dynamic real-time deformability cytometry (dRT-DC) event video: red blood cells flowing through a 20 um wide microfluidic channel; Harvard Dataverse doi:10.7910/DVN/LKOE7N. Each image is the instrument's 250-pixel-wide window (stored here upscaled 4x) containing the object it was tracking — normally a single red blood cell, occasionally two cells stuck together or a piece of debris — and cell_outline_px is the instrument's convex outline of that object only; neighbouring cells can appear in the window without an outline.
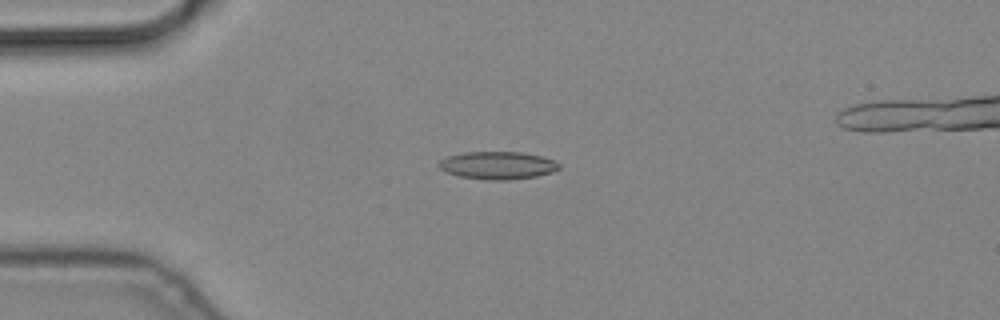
{"species": "common noctule bat (a hibernating species)", "species_latin": "Nyctalus noctula", "temperature_condition": "cold", "stored_images_in_passage": 7, "camera_frame_rate_fps": 3000, "um_per_image_px": 0.085, "animal": {"sex": "male", "body_mass_g": 19.2, "forearm_length_mm": 51.8}, "frame": {"image": 1, "passage_image": 5, "time_ms": 1.333, "image_size_px": [1000, 320], "cell_outline_px": [[560, 168], [552, 172], [536, 176], [508, 180], [484, 180], [460, 176], [444, 172], [440, 168], [440, 160], [448, 156], [464, 152], [520, 152], [540, 156], [552, 160], [560, 164]], "centroid_in_image_um": [42.29, 14.06], "position_along_channel_um": 42.7, "area_um2": 19.31}}
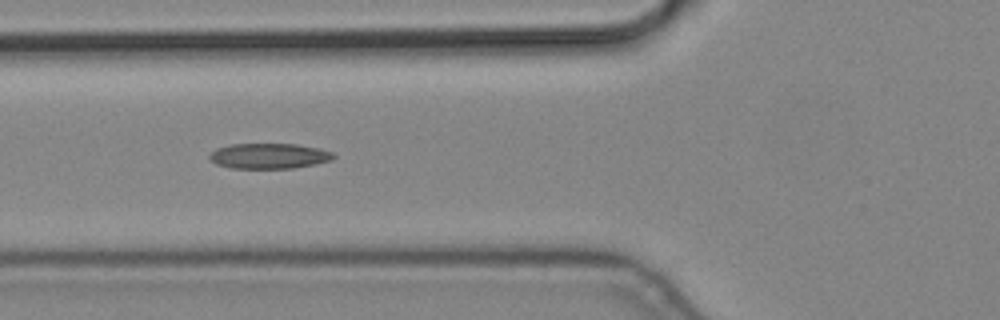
{"frame": {"image": 2, "passage_image": 7, "time_ms": 2.0, "image_size_px": [1000, 320], "cell_outline_px": [[336, 156], [332, 160], [316, 164], [292, 168], [232, 168], [216, 164], [208, 156], [216, 148], [228, 144], [296, 144], [320, 148], [332, 152]], "centroid_in_image_um": [22.89, 13.25], "position_along_channel_um": 102.9, "area_um2": 18.38}}